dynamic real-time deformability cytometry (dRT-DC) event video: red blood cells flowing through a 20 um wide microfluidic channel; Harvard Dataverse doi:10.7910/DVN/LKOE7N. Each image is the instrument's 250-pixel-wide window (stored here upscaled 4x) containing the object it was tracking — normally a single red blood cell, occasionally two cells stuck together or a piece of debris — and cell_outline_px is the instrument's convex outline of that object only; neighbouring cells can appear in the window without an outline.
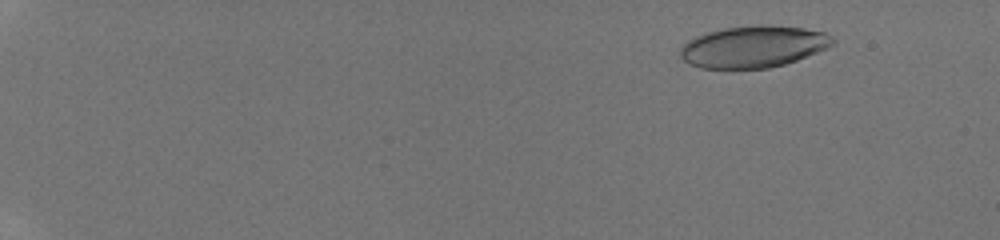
{"species": "human", "species_latin": "Homo sapiens", "temperature_condition": "room temperature", "stored_images_in_passage": 48, "camera_frame_rate_fps": 3000, "um_per_image_px": 0.085, "donor": {"sex": "male"}, "frame": {"image": 1, "passage_image": 7, "time_ms": 2.0, "image_size_px": [1000, 240], "cell_outline_px": [[836, 44], [796, 60], [784, 64], [768, 68], [700, 68], [688, 64], [680, 56], [680, 48], [688, 40], [696, 36], [708, 32], [724, 28], [756, 24], [772, 24], [804, 28], [824, 32], [832, 36], [836, 40]], "centroid_in_image_um": [64.05, 3.95], "position_along_channel_um": 21.0, "area_um2": 37.28}}
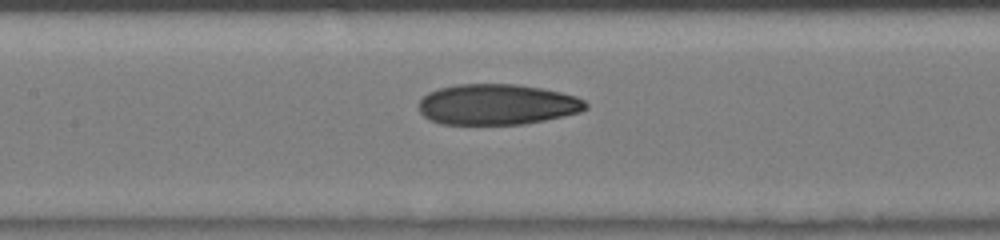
{"frame": {"image": 2, "passage_image": 27, "time_ms": 8.667, "image_size_px": [1000, 240], "cell_outline_px": [[588, 108], [580, 112], [564, 116], [524, 124], [440, 124], [428, 120], [420, 112], [420, 100], [428, 92], [440, 88], [456, 84], [516, 84], [540, 88], [560, 92], [576, 96], [584, 100], [588, 104]], "centroid_in_image_um": [42.26, 8.88], "position_along_channel_um": 165.1, "area_um2": 39.65}}
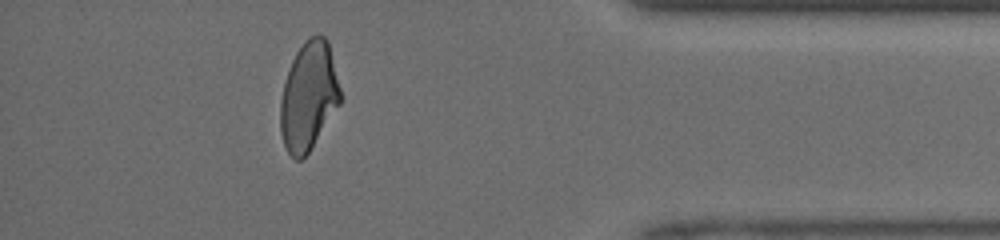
{"frame": {"image": 3, "passage_image": 44, "time_ms": 14.333, "image_size_px": [1000, 240], "cell_outline_px": [[340, 104], [308, 152], [300, 160], [296, 160], [288, 152], [284, 144], [280, 132], [280, 100], [284, 84], [292, 60], [296, 52], [304, 40], [312, 36], [324, 36], [328, 40], [340, 88]], "centroid_in_image_um": [26.22, 8.17], "position_along_channel_um": 409.0, "area_um2": 37.45}}